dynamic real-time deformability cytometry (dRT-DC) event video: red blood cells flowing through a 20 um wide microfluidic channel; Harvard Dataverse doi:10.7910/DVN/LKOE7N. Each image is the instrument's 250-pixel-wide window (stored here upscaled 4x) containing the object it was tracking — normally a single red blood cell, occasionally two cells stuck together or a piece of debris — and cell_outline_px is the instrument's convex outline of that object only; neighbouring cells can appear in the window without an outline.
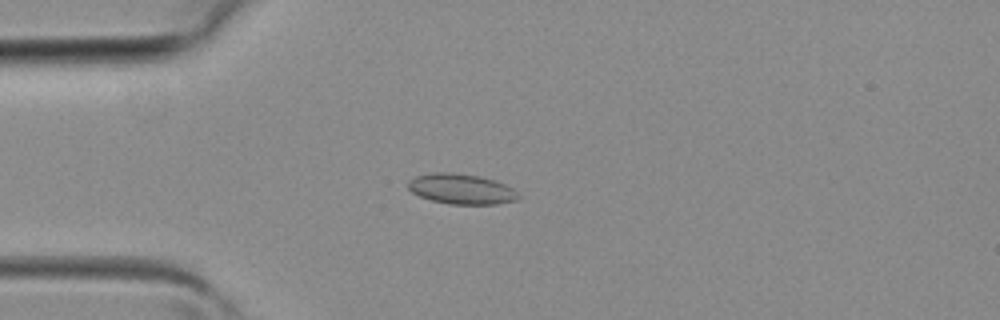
{"species": "common noctule bat (a hibernating species)", "species_latin": "Nyctalus noctula", "temperature_condition": "room temperature", "stored_images_in_passage": 3, "camera_frame_rate_fps": 3000, "um_per_image_px": 0.085, "animal": {"sex": "female", "body_mass_g": 19.3, "forearm_length_mm": 54.1}, "frame": {"image": 1, "passage_image": 3, "time_ms": 0.667, "image_size_px": [1000, 320], "cell_outline_px": [[524, 196], [516, 200], [496, 204], [448, 204], [432, 200], [420, 196], [412, 192], [408, 188], [408, 180], [416, 176], [432, 172], [448, 172], [480, 176], [504, 184], [512, 188]], "centroid_in_image_um": [39.23, 16.07], "position_along_channel_um": 45.8, "area_um2": 19.48}}